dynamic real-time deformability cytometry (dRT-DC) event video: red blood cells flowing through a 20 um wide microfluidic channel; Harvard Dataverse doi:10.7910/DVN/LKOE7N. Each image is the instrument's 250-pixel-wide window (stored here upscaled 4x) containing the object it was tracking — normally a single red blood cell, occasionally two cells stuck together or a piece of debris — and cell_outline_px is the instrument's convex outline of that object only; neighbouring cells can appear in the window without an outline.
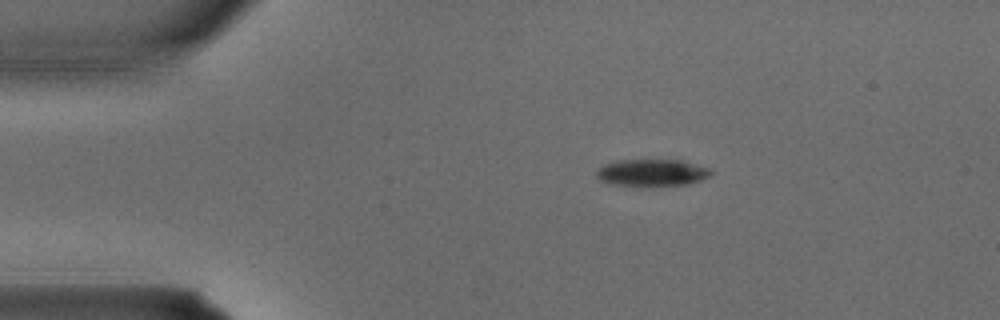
{"species": "common noctule bat (a hibernating species)", "species_latin": "Nyctalus noctula", "temperature_condition": "warm", "stored_images_in_passage": 3, "segment_of_instrument_passage": [1, 2], "camera_frame_rate_fps": 3000, "um_per_image_px": 0.085, "animal": {"sex": "male", "body_mass_g": 15.6}, "frame": {"image": 1, "passage_image": 1, "time_ms": 0.0, "image_size_px": [1000, 320], "cell_outline_px": [[712, 176], [684, 184], [652, 188], [644, 188], [608, 184], [600, 180], [596, 176], [596, 168], [604, 164], [620, 160], [680, 160], [708, 168], [712, 172]], "centroid_in_image_um": [55.33, 14.72], "position_along_channel_um": 29.7, "area_um2": 18.55}}